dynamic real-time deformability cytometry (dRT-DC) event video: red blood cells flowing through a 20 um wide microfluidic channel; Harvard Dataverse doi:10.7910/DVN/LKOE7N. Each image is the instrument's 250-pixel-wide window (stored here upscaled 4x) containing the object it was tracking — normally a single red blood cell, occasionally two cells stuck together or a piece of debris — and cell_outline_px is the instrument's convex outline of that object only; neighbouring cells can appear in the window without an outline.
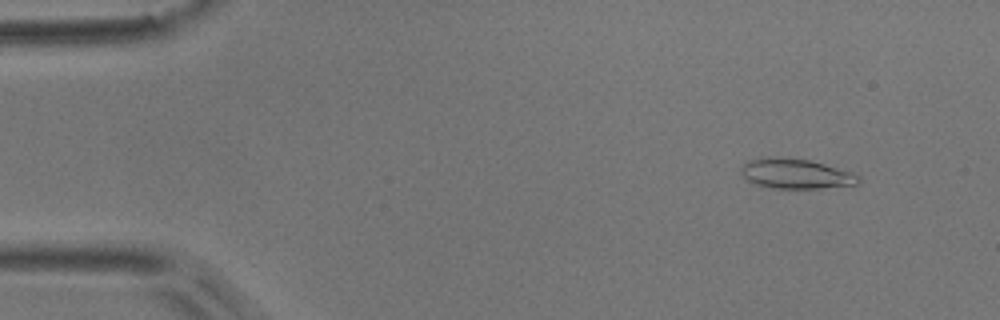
{"species": "common noctule bat (a hibernating species)", "species_latin": "Nyctalus noctula", "temperature_condition": "room temperature", "stored_images_in_passage": 53, "camera_frame_rate_fps": 3000, "um_per_image_px": 0.085, "animal": {"sex": "male", "body_mass_g": 17.9}, "frame": {"image": 1, "passage_image": 5, "time_ms": 1.333, "image_size_px": [1000, 320], "cell_outline_px": [[860, 184], [820, 188], [768, 188], [756, 184], [748, 180], [740, 172], [740, 168], [744, 164], [760, 156], [772, 156], [808, 160], [824, 164], [852, 172], [860, 176]], "centroid_in_image_um": [67.64, 14.76], "position_along_channel_um": 17.4, "area_um2": 20.52}}
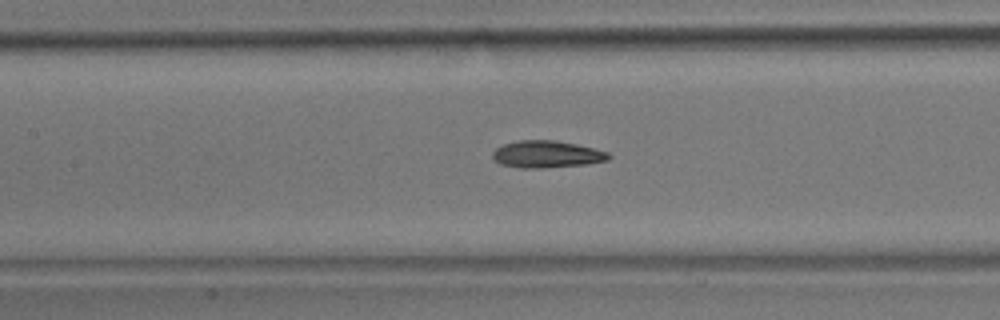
{"frame": {"image": 2, "passage_image": 24, "time_ms": 7.667, "image_size_px": [1000, 320], "cell_outline_px": [[612, 156], [608, 160], [584, 164], [540, 168], [520, 168], [500, 164], [492, 156], [492, 152], [496, 148], [504, 144], [520, 140], [556, 140], [576, 144], [608, 152]], "centroid_in_image_um": [46.46, 13.11], "position_along_channel_um": 160.9, "area_um2": 18.15}}
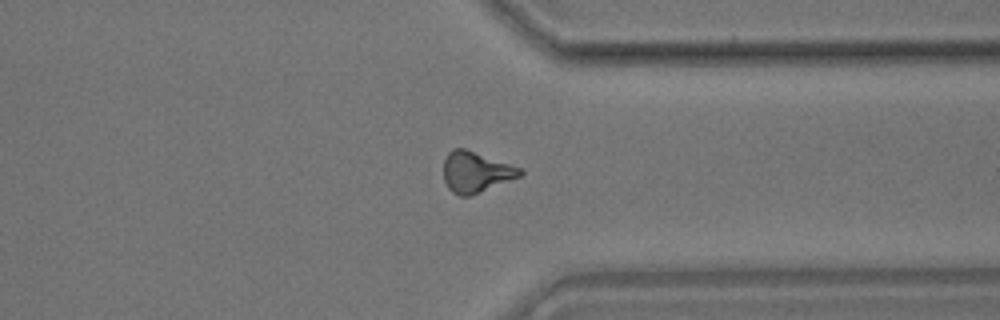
{"frame": {"image": 3, "passage_image": 41, "time_ms": 13.333, "image_size_px": [1000, 320], "cell_outline_px": [[524, 172], [520, 176], [468, 196], [460, 196], [452, 192], [448, 188], [444, 180], [444, 160], [448, 152], [452, 148], [464, 148], [520, 168]], "centroid_in_image_um": [40.4, 14.61], "position_along_channel_um": 371.0, "area_um2": 17.74}, "authors_computed_cell_mechanics": {"area_um2": 17.8602, "velocity_mm_per_s": 3.7463, "shape_relaxation_time_tau1_ms": 5.8927, "shape_relaxation_time_tau2_ms": 6.2072, "deformation_change_tau1": 0.1875, "deformation_change_tau2": 0.1062}}